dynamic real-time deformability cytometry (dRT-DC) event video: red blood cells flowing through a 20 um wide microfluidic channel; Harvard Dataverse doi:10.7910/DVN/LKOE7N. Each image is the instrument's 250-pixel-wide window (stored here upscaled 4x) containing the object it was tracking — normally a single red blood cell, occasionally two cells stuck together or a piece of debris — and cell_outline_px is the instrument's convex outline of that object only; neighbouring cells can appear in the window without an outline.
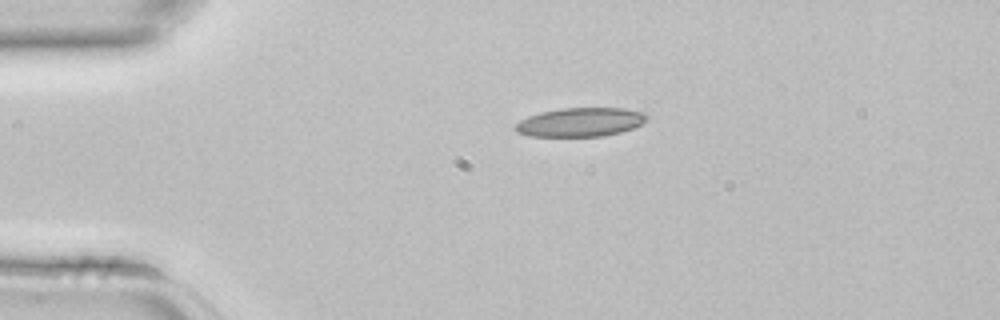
{"species": "common noctule bat (a hibernating species)", "species_latin": "Nyctalus noctula", "temperature_condition": "room temperature", "stored_images_in_passage": 2, "camera_frame_rate_fps": 3000, "um_per_image_px": 0.085, "animal": {"sex": "female", "body_mass_g": 22.7, "forearm_length_mm": 54.2}, "frame": {"image": 1, "passage_image": 1, "time_ms": 0.0, "image_size_px": [1000, 320], "cell_outline_px": [[648, 116], [640, 124], [632, 128], [620, 132], [604, 136], [528, 136], [516, 132], [516, 124], [520, 120], [528, 116], [540, 112], [560, 108], [624, 108], [648, 112]], "centroid_in_image_um": [49.34, 10.37], "position_along_channel_um": 35.7, "area_um2": 22.14}}
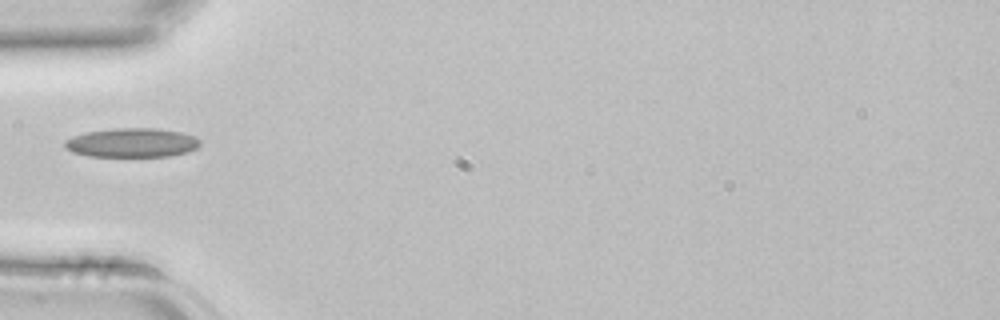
{"frame": {"image": 2, "passage_image": 2, "time_ms": 0.333, "image_size_px": [1000, 320], "cell_outline_px": [[200, 144], [196, 148], [188, 152], [172, 156], [88, 156], [72, 152], [64, 144], [64, 140], [88, 132], [116, 128], [156, 128], [180, 132], [196, 136], [200, 140]], "centroid_in_image_um": [11.27, 12.13], "position_along_channel_um": 73.7, "area_um2": 22.83}}